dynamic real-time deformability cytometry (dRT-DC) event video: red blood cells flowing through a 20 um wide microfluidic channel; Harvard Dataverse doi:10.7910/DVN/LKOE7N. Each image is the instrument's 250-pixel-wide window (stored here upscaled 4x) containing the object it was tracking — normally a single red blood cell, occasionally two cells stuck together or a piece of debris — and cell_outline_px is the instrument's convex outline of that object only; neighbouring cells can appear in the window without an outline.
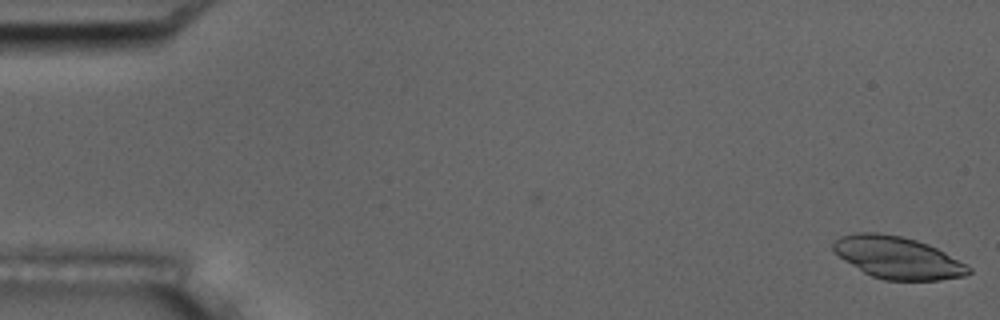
{"species": "common noctule bat (a hibernating species)", "species_latin": "Nyctalus noctula", "temperature_condition": "room temperature", "stored_images_in_passage": 44, "camera_frame_rate_fps": 3000, "um_per_image_px": 0.085, "animal": {"sex": "male", "body_mass_g": 17.5, "forearm_length_mm": 52.3}, "frame": {"image": 1, "passage_image": 1, "time_ms": 0.0, "image_size_px": [1000, 320], "cell_outline_px": [[972, 272], [964, 276], [940, 280], [884, 280], [872, 276], [864, 272], [844, 260], [832, 248], [832, 240], [840, 236], [856, 232], [876, 232], [900, 236], [916, 240], [928, 244], [944, 252], [972, 268]], "centroid_in_image_um": [76.28, 21.89], "position_along_channel_um": 8.7, "area_um2": 33.06}}